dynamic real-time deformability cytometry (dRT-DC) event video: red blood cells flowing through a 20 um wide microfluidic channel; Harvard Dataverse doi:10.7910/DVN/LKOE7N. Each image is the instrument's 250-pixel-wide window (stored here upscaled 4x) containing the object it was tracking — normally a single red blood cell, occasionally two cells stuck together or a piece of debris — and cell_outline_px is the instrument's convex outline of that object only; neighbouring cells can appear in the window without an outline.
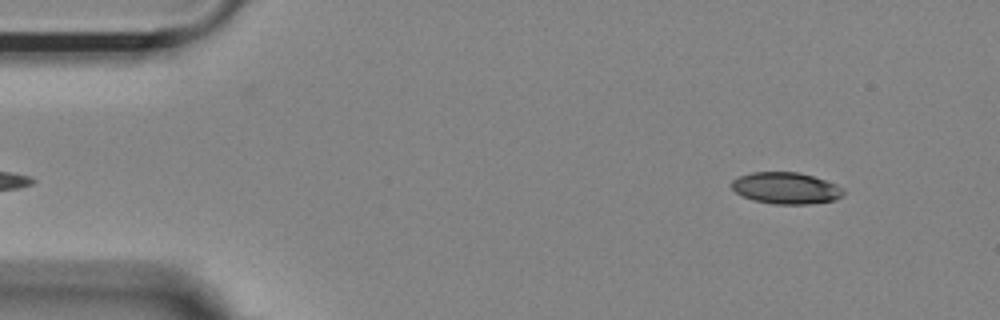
{"species": "Egyptian fruit bat (a non-hibernating species)", "species_latin": "Rousettus aegyptiacus", "temperature_condition": "room temperature", "stored_images_in_passage": 51, "camera_frame_rate_fps": 3000, "um_per_image_px": 0.085, "animal": {"sex": "female"}, "frame": {"image": 1, "passage_image": 2, "time_ms": 0.333, "image_size_px": [1000, 320], "cell_outline_px": [[844, 192], [836, 200], [812, 204], [772, 204], [752, 200], [736, 192], [732, 188], [732, 180], [740, 176], [752, 172], [796, 172], [812, 176], [836, 184], [844, 188]], "centroid_in_image_um": [66.82, 16.0], "position_along_channel_um": 18.2, "area_um2": 20.52}}
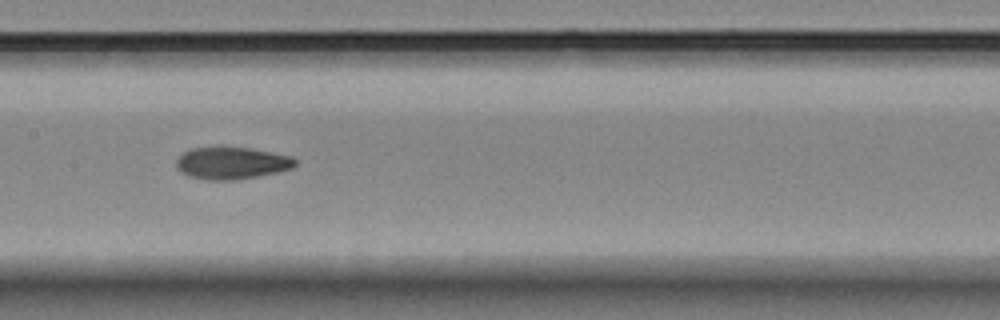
{"frame": {"image": 2, "passage_image": 23, "time_ms": 7.333, "image_size_px": [1000, 320], "cell_outline_px": [[296, 164], [292, 168], [276, 172], [236, 180], [204, 180], [188, 176], [180, 172], [176, 168], [176, 160], [188, 148], [220, 144], [248, 148], [272, 152], [292, 156], [296, 160]], "centroid_in_image_um": [19.62, 13.82], "position_along_channel_um": 187.8, "area_um2": 23.0}}
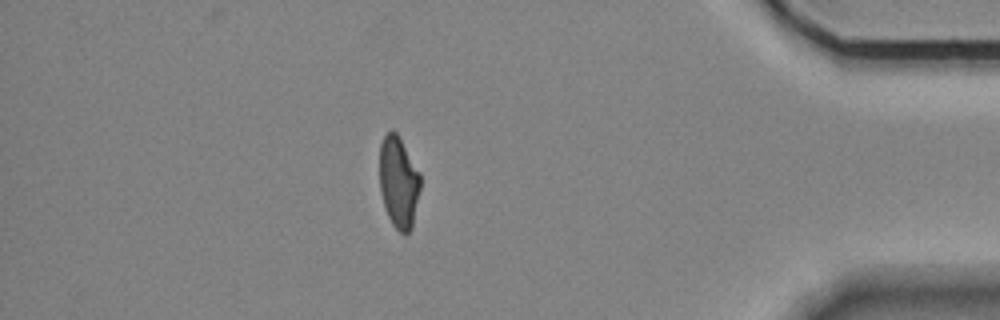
{"frame": {"image": 3, "passage_image": 44, "time_ms": 14.333, "image_size_px": [1000, 320], "cell_outline_px": [[420, 188], [412, 228], [404, 236], [392, 224], [388, 216], [380, 192], [380, 144], [384, 136], [392, 128], [396, 132], [420, 172]], "centroid_in_image_um": [33.88, 15.49], "position_along_channel_um": 401.3, "area_um2": 21.73}, "authors_computed_cell_mechanics": {"area_um2": 22.3686, "velocity_mm_per_s": 3.6305, "shape_relaxation_time_tau1_ms": 6.1244, "shape_relaxation_time_tau2_ms": 1.9253, "deformation_change_tau1": 0.1792, "deformation_change_tau2": 0.0765}}